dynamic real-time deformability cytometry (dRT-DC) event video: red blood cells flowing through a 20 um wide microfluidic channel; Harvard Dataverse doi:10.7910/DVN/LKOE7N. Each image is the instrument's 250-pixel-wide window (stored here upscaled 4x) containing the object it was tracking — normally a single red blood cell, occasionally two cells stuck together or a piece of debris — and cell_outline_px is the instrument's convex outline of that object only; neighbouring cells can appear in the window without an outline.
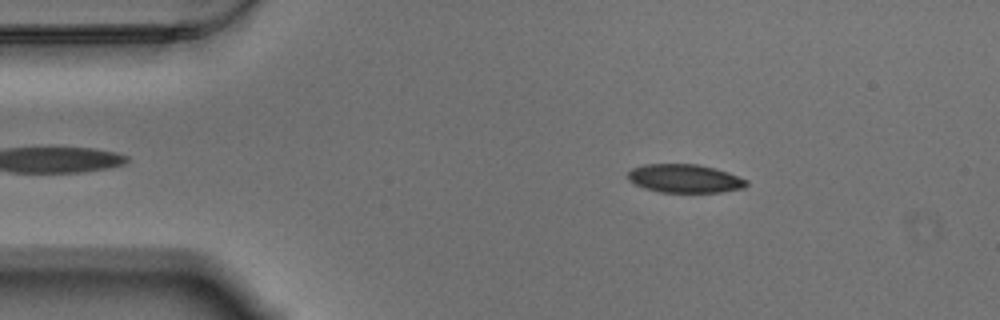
{"species": "Egyptian fruit bat (a non-hibernating species)", "species_latin": "Rousettus aegyptiacus", "temperature_condition": "warm", "stored_images_in_passage": 48, "camera_frame_rate_fps": 3000, "um_per_image_px": 0.085, "animal": {"sex": "male"}, "frame": {"image": 1, "passage_image": 8, "time_ms": 2.333, "image_size_px": [1000, 320], "cell_outline_px": [[748, 184], [744, 188], [720, 192], [660, 192], [644, 188], [628, 180], [628, 172], [632, 168], [644, 164], [696, 164], [728, 172], [748, 180]], "centroid_in_image_um": [58.2, 15.17], "position_along_channel_um": 26.8, "area_um2": 19.59}}
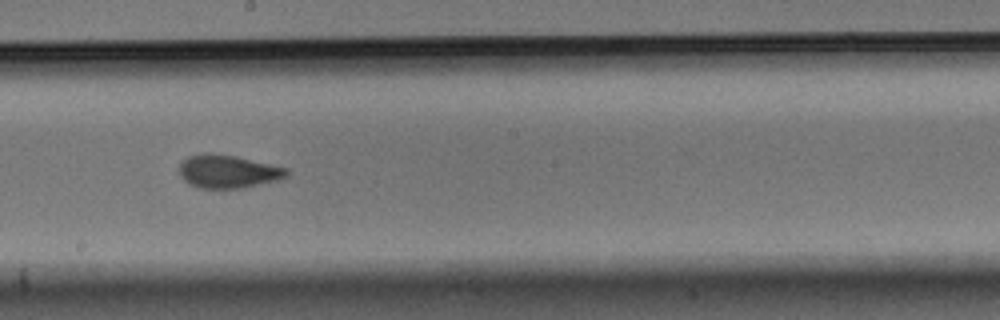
{"frame": {"image": 2, "passage_image": 30, "time_ms": 9.667, "image_size_px": [1000, 320], "cell_outline_px": [[288, 176], [280, 180], [244, 188], [200, 188], [188, 184], [180, 176], [180, 164], [188, 156], [204, 152], [212, 152], [236, 156], [288, 168]], "centroid_in_image_um": [19.39, 14.57], "position_along_channel_um": 228.8, "area_um2": 21.04}}
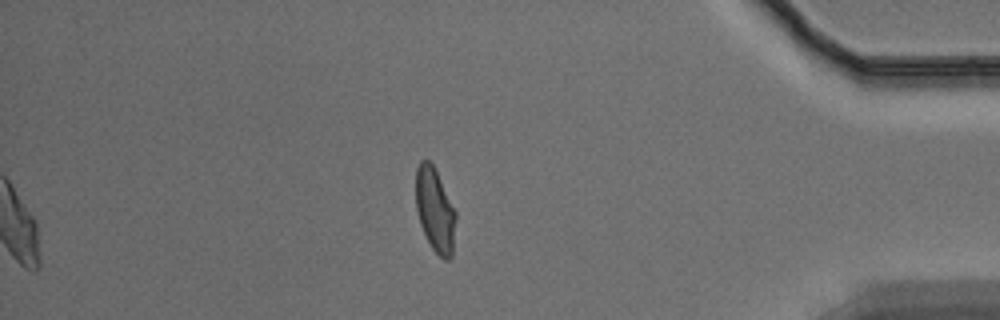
{"frame": {"image": 3, "passage_image": 48, "time_ms": 15.667, "image_size_px": [1000, 320], "cell_outline_px": [[456, 220], [452, 256], [448, 260], [444, 260], [432, 248], [420, 224], [416, 208], [416, 168], [420, 160], [428, 160], [432, 164], [456, 212]], "centroid_in_image_um": [36.97, 17.87], "position_along_channel_um": 398.2, "area_um2": 19.31}, "authors_computed_cell_mechanics": {"area_um2": 20.7502, "velocity_mm_per_s": 3.4616, "shape_relaxation_time_tau1_ms": 4.9104, "shape_relaxation_time_tau2_ms": 1.5432, "deformation_change_tau1": 0.1539, "deformation_change_tau2": 0.0564}}